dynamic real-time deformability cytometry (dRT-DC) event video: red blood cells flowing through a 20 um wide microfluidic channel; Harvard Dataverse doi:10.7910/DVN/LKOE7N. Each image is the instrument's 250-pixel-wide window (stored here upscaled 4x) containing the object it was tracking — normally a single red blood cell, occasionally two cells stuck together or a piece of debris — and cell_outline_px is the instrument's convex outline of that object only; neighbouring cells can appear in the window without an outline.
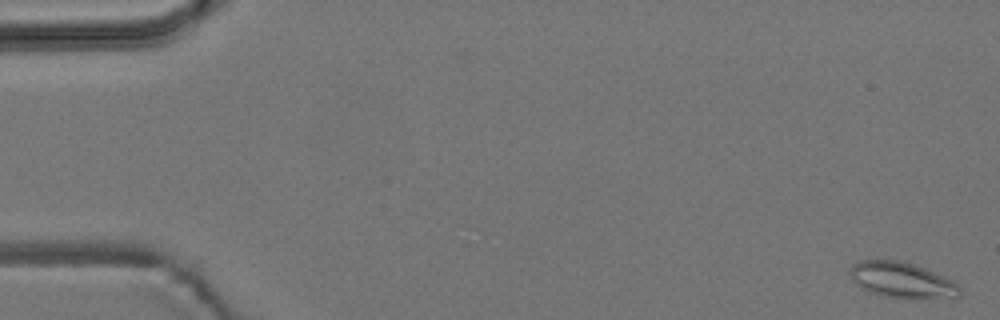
{"species": "common noctule bat (a hibernating species)", "species_latin": "Nyctalus noctula", "temperature_condition": "room temperature", "stored_images_in_passage": 57, "camera_frame_rate_fps": 3000, "um_per_image_px": 0.085, "animal": {"sex": "male", "body_mass_g": 19.2, "forearm_length_mm": 51.8}, "frame": {"image": 1, "passage_image": 2, "time_ms": 0.333, "image_size_px": [1000, 320], "cell_outline_px": [[960, 296], [880, 296], [868, 292], [856, 284], [852, 280], [852, 264], [860, 260], [900, 260], [924, 268], [944, 276], [952, 280], [960, 288]], "centroid_in_image_um": [76.59, 23.76], "position_along_channel_um": 8.4, "area_um2": 21.85}}
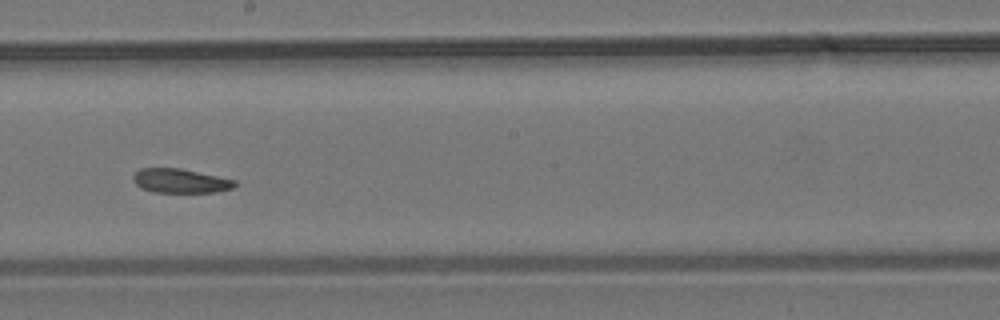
{"frame": {"image": 2, "passage_image": 32, "time_ms": 10.333, "image_size_px": [1000, 320], "cell_outline_px": [[236, 184], [232, 188], [216, 192], [152, 192], [140, 188], [132, 180], [132, 176], [140, 168], [180, 168], [236, 180]], "centroid_in_image_um": [15.29, 15.37], "position_along_channel_um": 232.9, "area_um2": 14.33}}
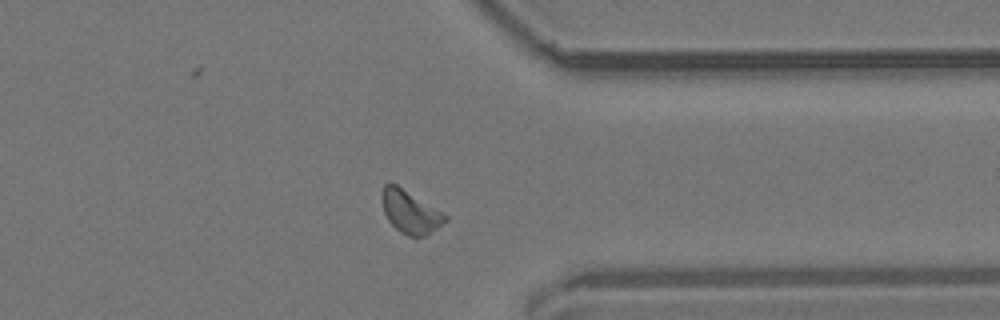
{"frame": {"image": 3, "passage_image": 44, "time_ms": 14.333, "image_size_px": [1000, 320], "cell_outline_px": [[448, 220], [424, 236], [408, 236], [400, 232], [388, 220], [384, 212], [380, 196], [384, 184], [388, 180], [396, 184], [448, 216]], "centroid_in_image_um": [34.81, 17.98], "position_along_channel_um": 376.6, "area_um2": 15.66}, "authors_computed_cell_mechanics": {"area_um2": 15.7216, "velocity_mm_per_s": 3.7338, "shape_relaxation_time_tau1_ms": 10.1084, "shape_relaxation_time_tau2_ms": null, "deformation_change_tau1": 0.1439, "deformation_change_tau2": null}}